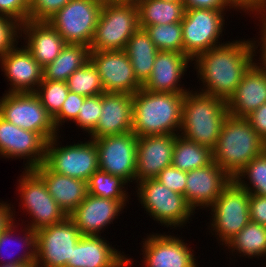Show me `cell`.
I'll use <instances>...</instances> for the list:
<instances>
[{
  "label": "cell",
  "instance_id": "6da1fadb",
  "mask_svg": "<svg viewBox=\"0 0 266 267\" xmlns=\"http://www.w3.org/2000/svg\"><path fill=\"white\" fill-rule=\"evenodd\" d=\"M253 41L221 43L198 55L196 69L206 89L202 93L228 101L235 93L244 73L254 63ZM254 52V53H253ZM206 85V86H205Z\"/></svg>",
  "mask_w": 266,
  "mask_h": 267
},
{
  "label": "cell",
  "instance_id": "7a4b0ae2",
  "mask_svg": "<svg viewBox=\"0 0 266 267\" xmlns=\"http://www.w3.org/2000/svg\"><path fill=\"white\" fill-rule=\"evenodd\" d=\"M184 96L185 93L150 92L144 88L135 92L132 132L137 137L178 135L175 131L181 127Z\"/></svg>",
  "mask_w": 266,
  "mask_h": 267
},
{
  "label": "cell",
  "instance_id": "3957f363",
  "mask_svg": "<svg viewBox=\"0 0 266 267\" xmlns=\"http://www.w3.org/2000/svg\"><path fill=\"white\" fill-rule=\"evenodd\" d=\"M266 150L264 142L244 117L228 115L212 149L213 161L232 179Z\"/></svg>",
  "mask_w": 266,
  "mask_h": 267
},
{
  "label": "cell",
  "instance_id": "277c9868",
  "mask_svg": "<svg viewBox=\"0 0 266 267\" xmlns=\"http://www.w3.org/2000/svg\"><path fill=\"white\" fill-rule=\"evenodd\" d=\"M229 115L227 101L202 92H186L182 106L180 135L213 149Z\"/></svg>",
  "mask_w": 266,
  "mask_h": 267
},
{
  "label": "cell",
  "instance_id": "5b68a950",
  "mask_svg": "<svg viewBox=\"0 0 266 267\" xmlns=\"http://www.w3.org/2000/svg\"><path fill=\"white\" fill-rule=\"evenodd\" d=\"M138 29L137 5L105 3L89 49L90 51L124 50L128 40Z\"/></svg>",
  "mask_w": 266,
  "mask_h": 267
},
{
  "label": "cell",
  "instance_id": "8992f818",
  "mask_svg": "<svg viewBox=\"0 0 266 267\" xmlns=\"http://www.w3.org/2000/svg\"><path fill=\"white\" fill-rule=\"evenodd\" d=\"M0 99V116L24 130L39 133L47 142L58 135L53 117L34 92H8Z\"/></svg>",
  "mask_w": 266,
  "mask_h": 267
},
{
  "label": "cell",
  "instance_id": "52a82bcc",
  "mask_svg": "<svg viewBox=\"0 0 266 267\" xmlns=\"http://www.w3.org/2000/svg\"><path fill=\"white\" fill-rule=\"evenodd\" d=\"M103 3L101 0H70L47 22L66 43L90 46Z\"/></svg>",
  "mask_w": 266,
  "mask_h": 267
},
{
  "label": "cell",
  "instance_id": "ba28073f",
  "mask_svg": "<svg viewBox=\"0 0 266 267\" xmlns=\"http://www.w3.org/2000/svg\"><path fill=\"white\" fill-rule=\"evenodd\" d=\"M137 185L138 197L145 210L163 225L181 227L188 222L193 209L185 196L164 186L156 178L145 179Z\"/></svg>",
  "mask_w": 266,
  "mask_h": 267
},
{
  "label": "cell",
  "instance_id": "9c48e42d",
  "mask_svg": "<svg viewBox=\"0 0 266 267\" xmlns=\"http://www.w3.org/2000/svg\"><path fill=\"white\" fill-rule=\"evenodd\" d=\"M224 10L216 9H186L181 21L183 33V54L191 61L220 45L219 36L225 24ZM219 43V44H218Z\"/></svg>",
  "mask_w": 266,
  "mask_h": 267
},
{
  "label": "cell",
  "instance_id": "30bf717a",
  "mask_svg": "<svg viewBox=\"0 0 266 267\" xmlns=\"http://www.w3.org/2000/svg\"><path fill=\"white\" fill-rule=\"evenodd\" d=\"M57 139L55 136L47 142L44 163L57 174L88 182L90 176L99 170L98 150L94 140L58 147Z\"/></svg>",
  "mask_w": 266,
  "mask_h": 267
},
{
  "label": "cell",
  "instance_id": "8fae6325",
  "mask_svg": "<svg viewBox=\"0 0 266 267\" xmlns=\"http://www.w3.org/2000/svg\"><path fill=\"white\" fill-rule=\"evenodd\" d=\"M250 193L238 186L233 180L222 191L211 206L213 212L211 226L220 241L227 244L249 222Z\"/></svg>",
  "mask_w": 266,
  "mask_h": 267
},
{
  "label": "cell",
  "instance_id": "7c38bea8",
  "mask_svg": "<svg viewBox=\"0 0 266 267\" xmlns=\"http://www.w3.org/2000/svg\"><path fill=\"white\" fill-rule=\"evenodd\" d=\"M81 237L69 217L37 230L35 267H65L67 261L72 260L73 249Z\"/></svg>",
  "mask_w": 266,
  "mask_h": 267
},
{
  "label": "cell",
  "instance_id": "4fadbf2b",
  "mask_svg": "<svg viewBox=\"0 0 266 267\" xmlns=\"http://www.w3.org/2000/svg\"><path fill=\"white\" fill-rule=\"evenodd\" d=\"M18 187L23 205L21 207L32 215L33 221L28 227L33 231L57 224L68 217L49 194L43 180L33 170L23 171Z\"/></svg>",
  "mask_w": 266,
  "mask_h": 267
},
{
  "label": "cell",
  "instance_id": "5bb4252c",
  "mask_svg": "<svg viewBox=\"0 0 266 267\" xmlns=\"http://www.w3.org/2000/svg\"><path fill=\"white\" fill-rule=\"evenodd\" d=\"M92 140L98 150L99 170L127 183L135 180L138 137L132 131Z\"/></svg>",
  "mask_w": 266,
  "mask_h": 267
},
{
  "label": "cell",
  "instance_id": "9a60e30c",
  "mask_svg": "<svg viewBox=\"0 0 266 267\" xmlns=\"http://www.w3.org/2000/svg\"><path fill=\"white\" fill-rule=\"evenodd\" d=\"M89 60L100 75L104 92L133 95L142 88L124 50L90 51Z\"/></svg>",
  "mask_w": 266,
  "mask_h": 267
},
{
  "label": "cell",
  "instance_id": "2e32d148",
  "mask_svg": "<svg viewBox=\"0 0 266 267\" xmlns=\"http://www.w3.org/2000/svg\"><path fill=\"white\" fill-rule=\"evenodd\" d=\"M47 141L36 132L24 130L0 116V156L25 158L24 170L40 166L46 157Z\"/></svg>",
  "mask_w": 266,
  "mask_h": 267
},
{
  "label": "cell",
  "instance_id": "e0dca14e",
  "mask_svg": "<svg viewBox=\"0 0 266 267\" xmlns=\"http://www.w3.org/2000/svg\"><path fill=\"white\" fill-rule=\"evenodd\" d=\"M233 179L214 161L187 172L184 196L193 210L213 205Z\"/></svg>",
  "mask_w": 266,
  "mask_h": 267
},
{
  "label": "cell",
  "instance_id": "ac0fdd59",
  "mask_svg": "<svg viewBox=\"0 0 266 267\" xmlns=\"http://www.w3.org/2000/svg\"><path fill=\"white\" fill-rule=\"evenodd\" d=\"M176 135L138 137L136 174L138 182L156 178L161 171L172 165Z\"/></svg>",
  "mask_w": 266,
  "mask_h": 267
},
{
  "label": "cell",
  "instance_id": "d6986e66",
  "mask_svg": "<svg viewBox=\"0 0 266 267\" xmlns=\"http://www.w3.org/2000/svg\"><path fill=\"white\" fill-rule=\"evenodd\" d=\"M125 204L126 201L106 199L88 193L68 217L82 236H100V231L113 222Z\"/></svg>",
  "mask_w": 266,
  "mask_h": 267
},
{
  "label": "cell",
  "instance_id": "ffe728a7",
  "mask_svg": "<svg viewBox=\"0 0 266 267\" xmlns=\"http://www.w3.org/2000/svg\"><path fill=\"white\" fill-rule=\"evenodd\" d=\"M144 240L146 267H197L192 250L184 240L165 234H152Z\"/></svg>",
  "mask_w": 266,
  "mask_h": 267
},
{
  "label": "cell",
  "instance_id": "44dd1931",
  "mask_svg": "<svg viewBox=\"0 0 266 267\" xmlns=\"http://www.w3.org/2000/svg\"><path fill=\"white\" fill-rule=\"evenodd\" d=\"M15 46L0 58L2 71L11 83L7 92H35L43 81V68L25 46Z\"/></svg>",
  "mask_w": 266,
  "mask_h": 267
},
{
  "label": "cell",
  "instance_id": "7402d4cb",
  "mask_svg": "<svg viewBox=\"0 0 266 267\" xmlns=\"http://www.w3.org/2000/svg\"><path fill=\"white\" fill-rule=\"evenodd\" d=\"M133 95L102 93V112L92 139L125 134L132 131Z\"/></svg>",
  "mask_w": 266,
  "mask_h": 267
},
{
  "label": "cell",
  "instance_id": "603a6c76",
  "mask_svg": "<svg viewBox=\"0 0 266 267\" xmlns=\"http://www.w3.org/2000/svg\"><path fill=\"white\" fill-rule=\"evenodd\" d=\"M266 103V71L255 62L244 73L235 93L227 101L228 113L246 117Z\"/></svg>",
  "mask_w": 266,
  "mask_h": 267
},
{
  "label": "cell",
  "instance_id": "cb8c5ba5",
  "mask_svg": "<svg viewBox=\"0 0 266 267\" xmlns=\"http://www.w3.org/2000/svg\"><path fill=\"white\" fill-rule=\"evenodd\" d=\"M190 59L183 53L175 51H158L152 73L148 80L142 85L150 92L164 93H186L187 90L182 89L178 85L182 75L188 68Z\"/></svg>",
  "mask_w": 266,
  "mask_h": 267
},
{
  "label": "cell",
  "instance_id": "d4e9b609",
  "mask_svg": "<svg viewBox=\"0 0 266 267\" xmlns=\"http://www.w3.org/2000/svg\"><path fill=\"white\" fill-rule=\"evenodd\" d=\"M129 260L101 236H82L65 267H129Z\"/></svg>",
  "mask_w": 266,
  "mask_h": 267
},
{
  "label": "cell",
  "instance_id": "484cf974",
  "mask_svg": "<svg viewBox=\"0 0 266 267\" xmlns=\"http://www.w3.org/2000/svg\"><path fill=\"white\" fill-rule=\"evenodd\" d=\"M20 31L19 36L23 31L28 42L25 47L42 68L55 60L67 44L47 21L28 20L20 25Z\"/></svg>",
  "mask_w": 266,
  "mask_h": 267
},
{
  "label": "cell",
  "instance_id": "4316f807",
  "mask_svg": "<svg viewBox=\"0 0 266 267\" xmlns=\"http://www.w3.org/2000/svg\"><path fill=\"white\" fill-rule=\"evenodd\" d=\"M33 171L43 180L49 194L68 216L88 194L86 181L57 174L44 162Z\"/></svg>",
  "mask_w": 266,
  "mask_h": 267
},
{
  "label": "cell",
  "instance_id": "83f0119b",
  "mask_svg": "<svg viewBox=\"0 0 266 267\" xmlns=\"http://www.w3.org/2000/svg\"><path fill=\"white\" fill-rule=\"evenodd\" d=\"M124 51L131 62L137 80L143 85L152 73L159 50L150 40L145 29L139 28L128 40Z\"/></svg>",
  "mask_w": 266,
  "mask_h": 267
},
{
  "label": "cell",
  "instance_id": "f1b7e54d",
  "mask_svg": "<svg viewBox=\"0 0 266 267\" xmlns=\"http://www.w3.org/2000/svg\"><path fill=\"white\" fill-rule=\"evenodd\" d=\"M89 54L88 46L67 43L59 56L43 68V80L66 82L74 71L89 61Z\"/></svg>",
  "mask_w": 266,
  "mask_h": 267
},
{
  "label": "cell",
  "instance_id": "f546056e",
  "mask_svg": "<svg viewBox=\"0 0 266 267\" xmlns=\"http://www.w3.org/2000/svg\"><path fill=\"white\" fill-rule=\"evenodd\" d=\"M137 8L139 28L181 22L186 10L184 4L159 0H141Z\"/></svg>",
  "mask_w": 266,
  "mask_h": 267
},
{
  "label": "cell",
  "instance_id": "4dcf8cb0",
  "mask_svg": "<svg viewBox=\"0 0 266 267\" xmlns=\"http://www.w3.org/2000/svg\"><path fill=\"white\" fill-rule=\"evenodd\" d=\"M213 162V152L210 147L199 145L194 141L176 135L173 150L172 165L182 171L202 168Z\"/></svg>",
  "mask_w": 266,
  "mask_h": 267
},
{
  "label": "cell",
  "instance_id": "1f68e13d",
  "mask_svg": "<svg viewBox=\"0 0 266 267\" xmlns=\"http://www.w3.org/2000/svg\"><path fill=\"white\" fill-rule=\"evenodd\" d=\"M226 246L251 258L266 256V226L250 221Z\"/></svg>",
  "mask_w": 266,
  "mask_h": 267
},
{
  "label": "cell",
  "instance_id": "d6a6232c",
  "mask_svg": "<svg viewBox=\"0 0 266 267\" xmlns=\"http://www.w3.org/2000/svg\"><path fill=\"white\" fill-rule=\"evenodd\" d=\"M66 83L69 91L85 97L104 93L100 75L90 60L74 71Z\"/></svg>",
  "mask_w": 266,
  "mask_h": 267
},
{
  "label": "cell",
  "instance_id": "836d02e7",
  "mask_svg": "<svg viewBox=\"0 0 266 267\" xmlns=\"http://www.w3.org/2000/svg\"><path fill=\"white\" fill-rule=\"evenodd\" d=\"M126 183L119 176L97 170L90 176L87 182L88 193L106 199L126 201L128 196H126V191L123 190Z\"/></svg>",
  "mask_w": 266,
  "mask_h": 267
},
{
  "label": "cell",
  "instance_id": "e575fe53",
  "mask_svg": "<svg viewBox=\"0 0 266 267\" xmlns=\"http://www.w3.org/2000/svg\"><path fill=\"white\" fill-rule=\"evenodd\" d=\"M143 29L159 51L183 53V33L181 22L165 25H150Z\"/></svg>",
  "mask_w": 266,
  "mask_h": 267
},
{
  "label": "cell",
  "instance_id": "d590c367",
  "mask_svg": "<svg viewBox=\"0 0 266 267\" xmlns=\"http://www.w3.org/2000/svg\"><path fill=\"white\" fill-rule=\"evenodd\" d=\"M245 175L249 179V183L252 187L242 180L246 177ZM233 181L242 189L247 190L250 194L266 196V150L247 163L246 166L233 178Z\"/></svg>",
  "mask_w": 266,
  "mask_h": 267
},
{
  "label": "cell",
  "instance_id": "8d00e7d4",
  "mask_svg": "<svg viewBox=\"0 0 266 267\" xmlns=\"http://www.w3.org/2000/svg\"><path fill=\"white\" fill-rule=\"evenodd\" d=\"M69 88L65 81L43 80L34 92L47 112L54 117L66 100Z\"/></svg>",
  "mask_w": 266,
  "mask_h": 267
},
{
  "label": "cell",
  "instance_id": "74e56055",
  "mask_svg": "<svg viewBox=\"0 0 266 267\" xmlns=\"http://www.w3.org/2000/svg\"><path fill=\"white\" fill-rule=\"evenodd\" d=\"M14 228H16V225L11 224L5 231H3L0 234V258H1V254L4 255V253H5L4 251L8 252L10 250L9 249L10 247H6V246L10 242V240L13 239L12 234L14 233ZM25 232H26V234H24V235H26V236H24L20 240L21 241L23 240L22 242H23V244H25V246H27L26 248L29 249V252H25L23 255L21 254V256H19L17 258H14V257L11 258L10 256L12 255V253H10L9 254L10 260H8V262L5 261L2 264H19V263L20 264H35V261H36V231H33L31 228L28 227L25 229ZM22 246H24V245H22ZM5 247L7 249H5ZM2 257L4 258V256H2Z\"/></svg>",
  "mask_w": 266,
  "mask_h": 267
},
{
  "label": "cell",
  "instance_id": "f35d334b",
  "mask_svg": "<svg viewBox=\"0 0 266 267\" xmlns=\"http://www.w3.org/2000/svg\"><path fill=\"white\" fill-rule=\"evenodd\" d=\"M101 112L102 94L88 96L82 103L79 115L74 122L90 134L96 128Z\"/></svg>",
  "mask_w": 266,
  "mask_h": 267
},
{
  "label": "cell",
  "instance_id": "ab89813d",
  "mask_svg": "<svg viewBox=\"0 0 266 267\" xmlns=\"http://www.w3.org/2000/svg\"><path fill=\"white\" fill-rule=\"evenodd\" d=\"M70 0H29V20L47 21Z\"/></svg>",
  "mask_w": 266,
  "mask_h": 267
},
{
  "label": "cell",
  "instance_id": "60d3db41",
  "mask_svg": "<svg viewBox=\"0 0 266 267\" xmlns=\"http://www.w3.org/2000/svg\"><path fill=\"white\" fill-rule=\"evenodd\" d=\"M85 98V96L77 93L68 92L60 111L53 117V122L57 130L60 124L62 125V122L65 123L66 119L69 121L73 120V122L77 119Z\"/></svg>",
  "mask_w": 266,
  "mask_h": 267
},
{
  "label": "cell",
  "instance_id": "b9f144b4",
  "mask_svg": "<svg viewBox=\"0 0 266 267\" xmlns=\"http://www.w3.org/2000/svg\"><path fill=\"white\" fill-rule=\"evenodd\" d=\"M18 34L20 25L13 19L0 15V58L18 43Z\"/></svg>",
  "mask_w": 266,
  "mask_h": 267
},
{
  "label": "cell",
  "instance_id": "7bdbcfd3",
  "mask_svg": "<svg viewBox=\"0 0 266 267\" xmlns=\"http://www.w3.org/2000/svg\"><path fill=\"white\" fill-rule=\"evenodd\" d=\"M0 15L23 24L29 20V0H0Z\"/></svg>",
  "mask_w": 266,
  "mask_h": 267
},
{
  "label": "cell",
  "instance_id": "ee69618b",
  "mask_svg": "<svg viewBox=\"0 0 266 267\" xmlns=\"http://www.w3.org/2000/svg\"><path fill=\"white\" fill-rule=\"evenodd\" d=\"M187 172L177 169L173 165L166 167L156 177L168 189L184 196Z\"/></svg>",
  "mask_w": 266,
  "mask_h": 267
},
{
  "label": "cell",
  "instance_id": "f6af8a7d",
  "mask_svg": "<svg viewBox=\"0 0 266 267\" xmlns=\"http://www.w3.org/2000/svg\"><path fill=\"white\" fill-rule=\"evenodd\" d=\"M249 214L250 221L266 226V196L250 194Z\"/></svg>",
  "mask_w": 266,
  "mask_h": 267
},
{
  "label": "cell",
  "instance_id": "bcb514c9",
  "mask_svg": "<svg viewBox=\"0 0 266 267\" xmlns=\"http://www.w3.org/2000/svg\"><path fill=\"white\" fill-rule=\"evenodd\" d=\"M258 136L266 142V103L245 117Z\"/></svg>",
  "mask_w": 266,
  "mask_h": 267
},
{
  "label": "cell",
  "instance_id": "7dc6e473",
  "mask_svg": "<svg viewBox=\"0 0 266 267\" xmlns=\"http://www.w3.org/2000/svg\"><path fill=\"white\" fill-rule=\"evenodd\" d=\"M232 6L231 8L243 9L245 11L259 12L262 16H266V0H227ZM264 12V13H263Z\"/></svg>",
  "mask_w": 266,
  "mask_h": 267
},
{
  "label": "cell",
  "instance_id": "c3c4849f",
  "mask_svg": "<svg viewBox=\"0 0 266 267\" xmlns=\"http://www.w3.org/2000/svg\"><path fill=\"white\" fill-rule=\"evenodd\" d=\"M231 7L227 0H185V8L193 9H216V10H225Z\"/></svg>",
  "mask_w": 266,
  "mask_h": 267
},
{
  "label": "cell",
  "instance_id": "681fc988",
  "mask_svg": "<svg viewBox=\"0 0 266 267\" xmlns=\"http://www.w3.org/2000/svg\"><path fill=\"white\" fill-rule=\"evenodd\" d=\"M13 211L9 204L0 203V234L5 231L11 224H14Z\"/></svg>",
  "mask_w": 266,
  "mask_h": 267
},
{
  "label": "cell",
  "instance_id": "f907efd6",
  "mask_svg": "<svg viewBox=\"0 0 266 267\" xmlns=\"http://www.w3.org/2000/svg\"><path fill=\"white\" fill-rule=\"evenodd\" d=\"M261 18L263 19V20H260V21H262V34H261V42H259V43H262L261 45V48L260 49H262V50H260L262 53H261V60H260V62H262V63H260V65H262L261 67L266 71V16H261Z\"/></svg>",
  "mask_w": 266,
  "mask_h": 267
},
{
  "label": "cell",
  "instance_id": "816d5d0a",
  "mask_svg": "<svg viewBox=\"0 0 266 267\" xmlns=\"http://www.w3.org/2000/svg\"><path fill=\"white\" fill-rule=\"evenodd\" d=\"M103 4L105 3H121V4H134L137 5L141 0H101Z\"/></svg>",
  "mask_w": 266,
  "mask_h": 267
},
{
  "label": "cell",
  "instance_id": "f5cc1de1",
  "mask_svg": "<svg viewBox=\"0 0 266 267\" xmlns=\"http://www.w3.org/2000/svg\"><path fill=\"white\" fill-rule=\"evenodd\" d=\"M0 267H35V264H1Z\"/></svg>",
  "mask_w": 266,
  "mask_h": 267
},
{
  "label": "cell",
  "instance_id": "db71d44e",
  "mask_svg": "<svg viewBox=\"0 0 266 267\" xmlns=\"http://www.w3.org/2000/svg\"><path fill=\"white\" fill-rule=\"evenodd\" d=\"M159 1L176 2V3H180V4H184L185 5V0H159Z\"/></svg>",
  "mask_w": 266,
  "mask_h": 267
}]
</instances>
